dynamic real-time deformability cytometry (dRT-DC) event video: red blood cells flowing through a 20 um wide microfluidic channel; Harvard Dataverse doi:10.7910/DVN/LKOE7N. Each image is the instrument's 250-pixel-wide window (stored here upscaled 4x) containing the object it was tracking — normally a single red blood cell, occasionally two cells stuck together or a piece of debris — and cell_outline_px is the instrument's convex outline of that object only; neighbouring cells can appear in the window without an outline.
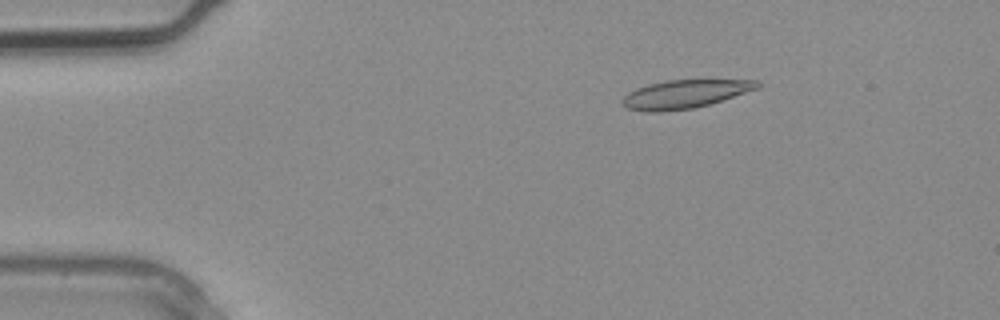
{"species": "common noctule bat (a hibernating species)", "species_latin": "Nyctalus noctula", "temperature_condition": "warm", "stored_images_in_passage": 2, "camera_frame_rate_fps": 3000, "um_per_image_px": 0.085, "animal": {"sex": "male", "body_mass_g": 20.4}, "frame": {"image": 1, "passage_image": 2, "time_ms": 0.333, "image_size_px": [1000, 320], "cell_outline_px": [[760, 88], [708, 104], [692, 108], [660, 112], [648, 112], [628, 108], [620, 100], [628, 92], [636, 88], [648, 84], [664, 80], [760, 80]], "centroid_in_image_um": [58.2, 7.98], "position_along_channel_um": 26.8, "area_um2": 22.2}}